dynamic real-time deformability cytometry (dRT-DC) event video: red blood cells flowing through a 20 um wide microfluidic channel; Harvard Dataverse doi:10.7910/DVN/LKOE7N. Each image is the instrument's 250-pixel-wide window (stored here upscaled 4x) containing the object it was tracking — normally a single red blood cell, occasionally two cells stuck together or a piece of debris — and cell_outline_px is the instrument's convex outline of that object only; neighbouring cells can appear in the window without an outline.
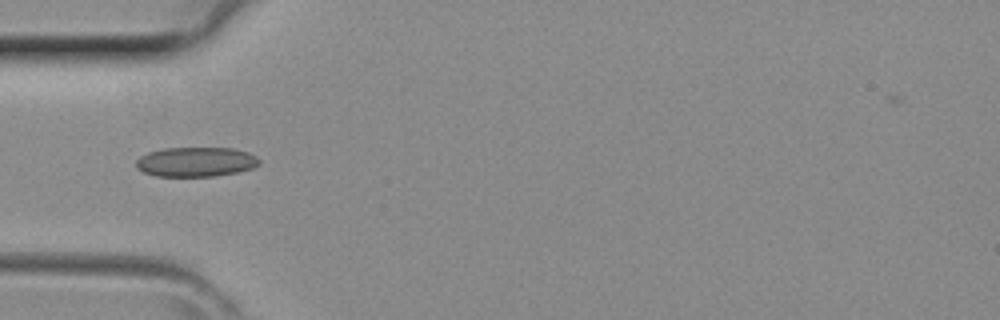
{"species": "common noctule bat (a hibernating species)", "species_latin": "Nyctalus noctula", "temperature_condition": "room temperature", "stored_images_in_passage": 28, "camera_frame_rate_fps": 3000, "um_per_image_px": 0.085, "animal": {"sex": "female", "body_mass_g": 29.2, "forearm_length_mm": 56.3}, "frame": {"image": 1, "passage_image": 3, "time_ms": 0.667, "image_size_px": [1000, 320], "cell_outline_px": [[260, 164], [252, 168], [236, 172], [216, 176], [156, 176], [144, 172], [136, 168], [136, 160], [140, 156], [148, 152], [164, 148], [232, 148], [248, 152], [256, 156], [260, 160]], "centroid_in_image_um": [16.64, 13.75], "position_along_channel_um": 68.4, "area_um2": 21.27}}
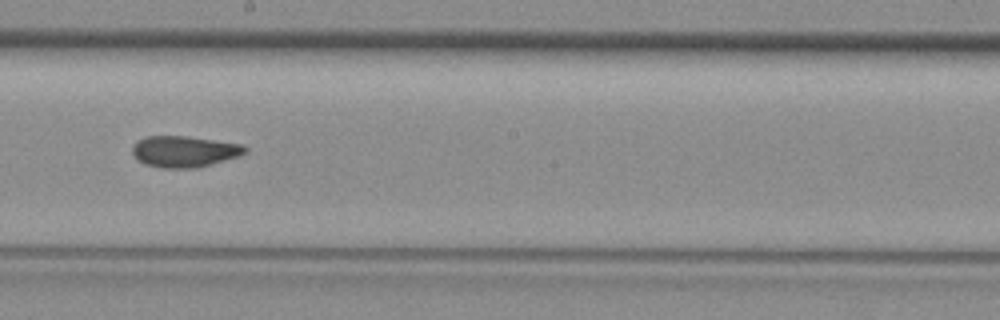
{"frame": {"image": 2, "passage_image": 13, "time_ms": 4.0, "image_size_px": [1000, 320], "cell_outline_px": [[248, 148], [240, 156], [212, 164], [196, 168], [160, 168], [144, 164], [132, 152], [132, 148], [136, 140], [148, 136], [184, 136], [244, 144]], "centroid_in_image_um": [15.68, 12.88], "position_along_channel_um": 232.5, "area_um2": 20.52}}
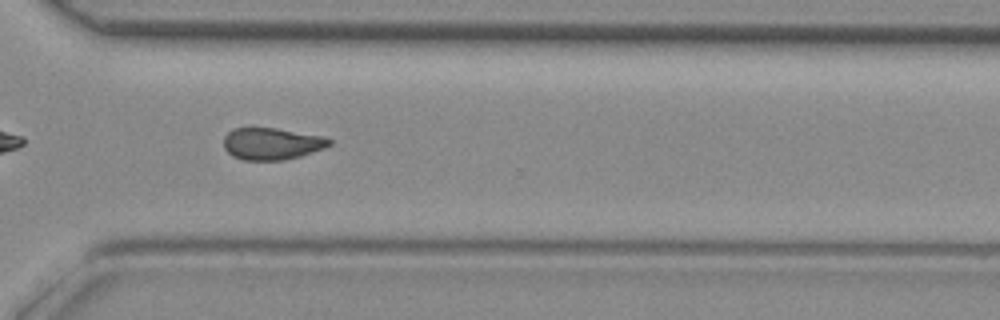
{"frame": {"image": 3, "passage_image": 20, "time_ms": 6.333, "image_size_px": [1000, 320], "cell_outline_px": [[332, 144], [324, 148], [300, 156], [284, 160], [244, 160], [232, 156], [224, 148], [224, 136], [232, 128], [276, 128], [324, 136], [332, 140]], "centroid_in_image_um": [23.1, 12.21], "position_along_channel_um": 347.5, "area_um2": 19.71}}